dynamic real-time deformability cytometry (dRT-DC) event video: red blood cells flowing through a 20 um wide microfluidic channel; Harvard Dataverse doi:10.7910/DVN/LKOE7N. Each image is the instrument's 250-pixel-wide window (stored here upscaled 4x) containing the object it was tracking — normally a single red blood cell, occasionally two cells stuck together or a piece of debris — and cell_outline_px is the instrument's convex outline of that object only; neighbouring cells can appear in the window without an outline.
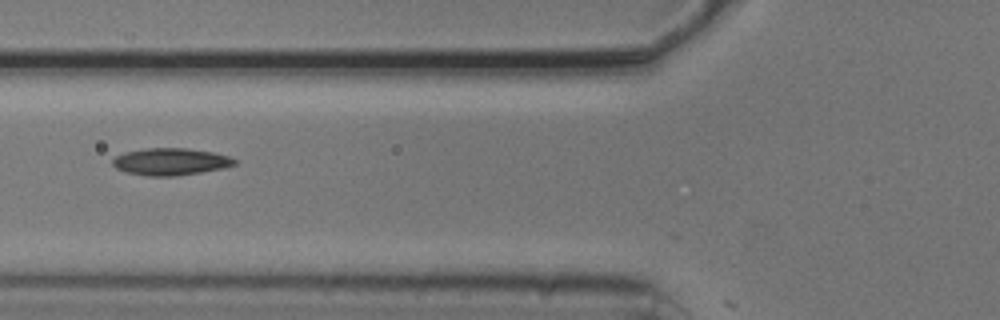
{"species": "common noctule bat (a hibernating species)", "species_latin": "Nyctalus noctula", "temperature_condition": "cold", "stored_images_in_passage": 3, "camera_frame_rate_fps": 3000, "um_per_image_px": 0.085, "animal": {"sex": "male", "body_mass_g": 20.5, "forearm_length_mm": 52.5}, "frame": {"image": 1, "passage_image": 2, "time_ms": 0.333, "image_size_px": [1000, 320], "cell_outline_px": [[236, 164], [224, 168], [176, 176], [144, 176], [124, 172], [116, 168], [112, 164], [112, 160], [116, 156], [124, 152], [144, 148], [188, 148], [212, 152], [228, 156], [236, 160]], "centroid_in_image_um": [14.46, 13.74], "position_along_channel_um": 111.3, "area_um2": 19.36}}